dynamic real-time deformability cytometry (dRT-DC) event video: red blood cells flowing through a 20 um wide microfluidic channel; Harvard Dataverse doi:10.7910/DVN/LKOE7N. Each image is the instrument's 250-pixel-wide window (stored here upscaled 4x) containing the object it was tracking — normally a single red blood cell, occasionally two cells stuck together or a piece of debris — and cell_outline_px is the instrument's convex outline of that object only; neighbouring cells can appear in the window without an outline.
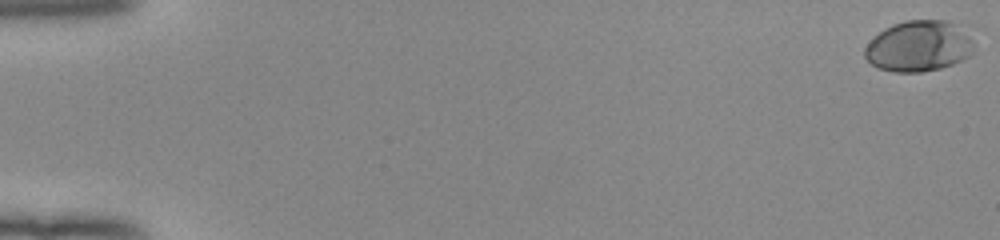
{"species": "human", "species_latin": "Homo sapiens", "temperature_condition": "room temperature", "stored_images_in_passage": 53, "camera_frame_rate_fps": 3000, "um_per_image_px": 0.085, "donor": {"sex": "female"}, "frame": {"image": 1, "passage_image": 1, "time_ms": 0.0, "image_size_px": [1000, 240], "cell_outline_px": [[972, 52], [968, 56], [952, 64], [940, 68], [920, 72], [892, 72], [876, 68], [864, 56], [864, 48], [884, 28], [892, 24], [904, 20], [948, 20], [968, 36], [972, 40]], "centroid_in_image_um": [78.03, 3.93], "position_along_channel_um": 7.0, "area_um2": 31.96}}
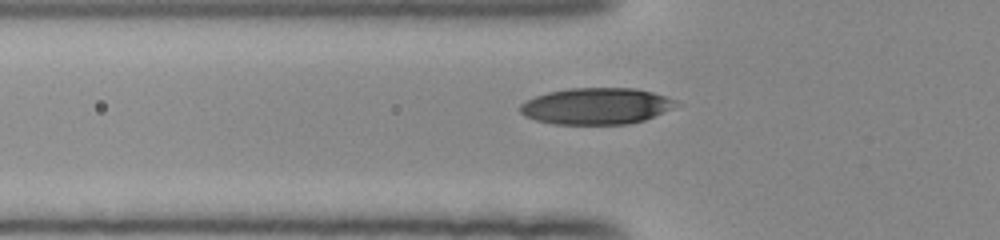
{"frame": {"image": 2, "passage_image": 20, "time_ms": 6.333, "image_size_px": [1000, 240], "cell_outline_px": [[684, 104], [644, 120], [628, 124], [552, 124], [536, 120], [524, 116], [520, 112], [520, 104], [524, 100], [548, 92], [568, 88], [636, 88], [652, 92], [676, 100]], "centroid_in_image_um": [50.7, 9.02], "position_along_channel_um": 75.1, "area_um2": 33.41}}
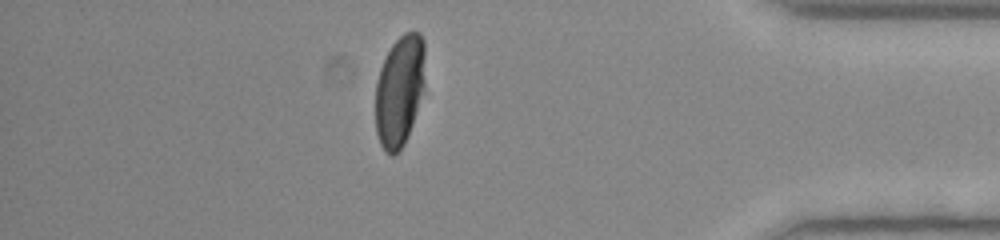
{"frame": {"image": 3, "passage_image": 47, "time_ms": 15.333, "image_size_px": [1000, 240], "cell_outline_px": [[424, 88], [408, 136], [404, 144], [392, 156], [384, 152], [380, 144], [376, 132], [376, 80], [380, 68], [392, 44], [404, 32], [420, 32], [424, 40]], "centroid_in_image_um": [33.96, 7.71], "position_along_channel_um": 401.2, "area_um2": 32.14}, "authors_computed_cell_mechanics": {"area_um2": 32.5992, "velocity_mm_per_s": 3.9778, "shape_relaxation_time_tau1_ms": 4.6158, "shape_relaxation_time_tau2_ms": null, "deformation_change_tau1": 0.1908, "deformation_change_tau2": null}}